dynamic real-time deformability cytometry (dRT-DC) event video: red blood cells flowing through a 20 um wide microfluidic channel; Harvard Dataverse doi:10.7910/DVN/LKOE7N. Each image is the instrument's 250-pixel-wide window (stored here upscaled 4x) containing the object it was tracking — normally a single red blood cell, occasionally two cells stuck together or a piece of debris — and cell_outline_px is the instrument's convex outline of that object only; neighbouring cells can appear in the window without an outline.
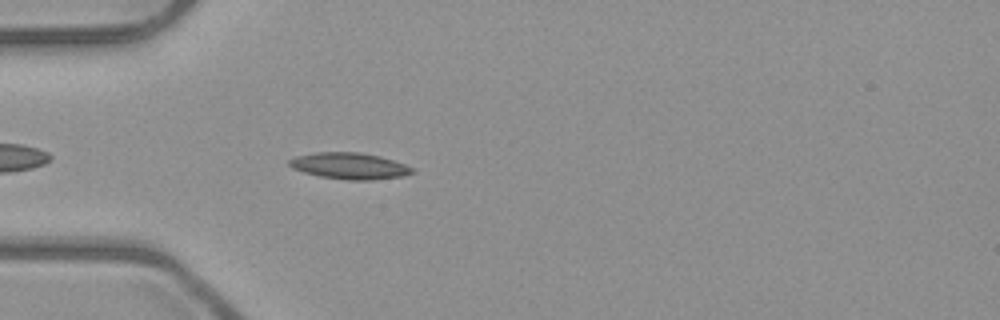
{"species": "common noctule bat (a hibernating species)", "species_latin": "Nyctalus noctula", "temperature_condition": "room temperature", "stored_images_in_passage": 37, "camera_frame_rate_fps": 3000, "um_per_image_px": 0.085, "animal": {"sex": "male", "body_mass_g": 23.1, "forearm_length_mm": 52.7}, "frame": {"image": 1, "passage_image": 5, "time_ms": 1.333, "image_size_px": [1000, 320], "cell_outline_px": [[416, 172], [404, 176], [372, 180], [348, 180], [320, 176], [304, 172], [292, 168], [288, 164], [288, 160], [296, 156], [316, 152], [360, 152], [380, 156], [404, 164], [412, 168]], "centroid_in_image_um": [29.71, 14.1], "position_along_channel_um": 55.3, "area_um2": 18.9}}
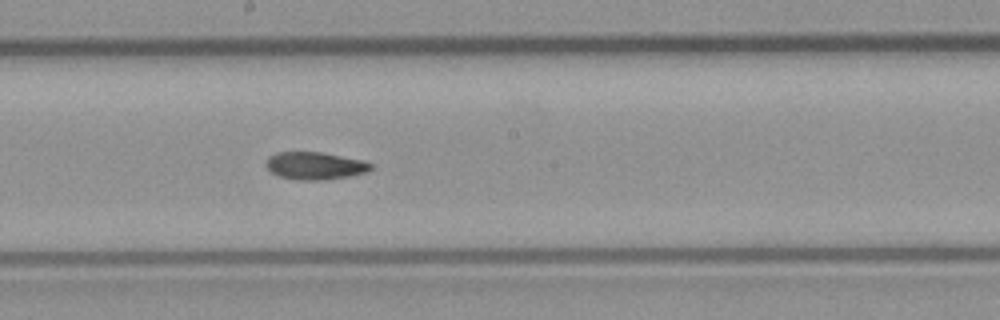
{"frame": {"image": 2, "passage_image": 18, "time_ms": 5.667, "image_size_px": [1000, 320], "cell_outline_px": [[372, 168], [368, 172], [352, 176], [324, 180], [296, 180], [280, 176], [272, 172], [264, 164], [268, 156], [276, 152], [320, 152], [364, 160], [372, 164]], "centroid_in_image_um": [26.79, 14.09], "position_along_channel_um": 221.4, "area_um2": 16.99}}
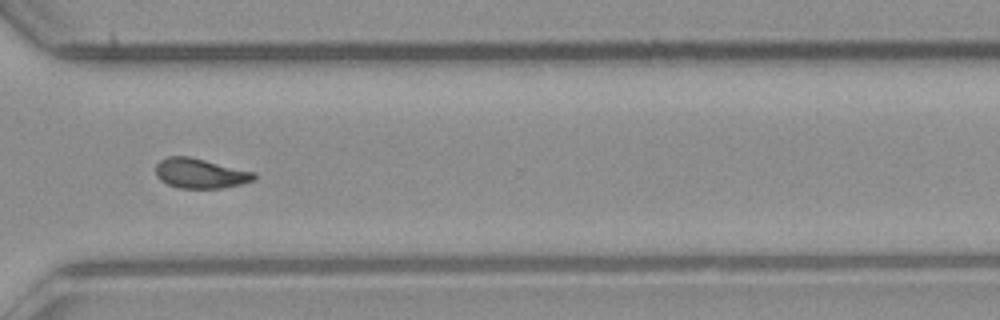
{"frame": {"image": 3, "passage_image": 28, "time_ms": 9.0, "image_size_px": [1000, 320], "cell_outline_px": [[256, 180], [240, 184], [220, 188], [180, 188], [168, 184], [160, 180], [156, 176], [156, 164], [160, 160], [168, 156], [188, 156], [256, 172]], "centroid_in_image_um": [17.03, 14.73], "position_along_channel_um": 353.6, "area_um2": 17.11}, "authors_computed_cell_mechanics": {"area_um2": 17.051, "velocity_mm_per_s": 3.9797, "shape_relaxation_time_tau1_ms": null, "shape_relaxation_time_tau2_ms": 4.8101, "deformation_change_tau1": null, "deformation_change_tau2": 0.0842}}